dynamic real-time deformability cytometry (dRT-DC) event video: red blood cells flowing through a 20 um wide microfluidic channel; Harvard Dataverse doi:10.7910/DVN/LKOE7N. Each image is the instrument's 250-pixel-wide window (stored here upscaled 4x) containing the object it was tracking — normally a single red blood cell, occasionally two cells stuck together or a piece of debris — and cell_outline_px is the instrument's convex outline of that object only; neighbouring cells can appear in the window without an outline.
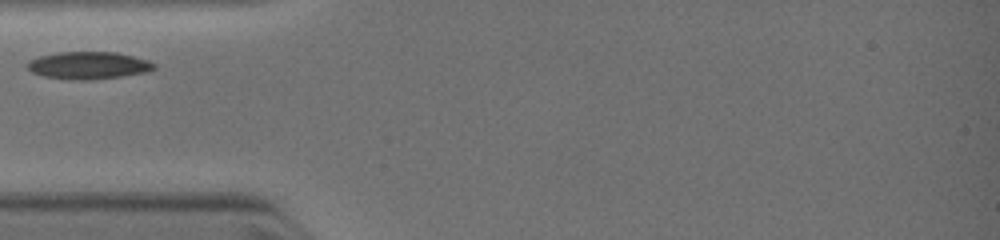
{"species": "common noctule bat (a hibernating species)", "species_latin": "Nyctalus noctula", "temperature_condition": "warm", "stored_images_in_passage": 5, "camera_frame_rate_fps": 3000, "um_per_image_px": 0.085, "animal": {"sex": "female", "body_mass_g": 19.0, "forearm_length_mm": 51.5}, "frame": {"image": 1, "passage_image": 1, "time_ms": 0.0, "image_size_px": [1000, 240], "cell_outline_px": [[156, 68], [148, 72], [120, 76], [88, 80], [72, 80], [44, 76], [32, 72], [24, 64], [28, 60], [40, 56], [60, 52], [116, 52], [148, 60], [156, 64]], "centroid_in_image_um": [7.51, 5.56], "position_along_channel_um": 77.5, "area_um2": 20.23}}
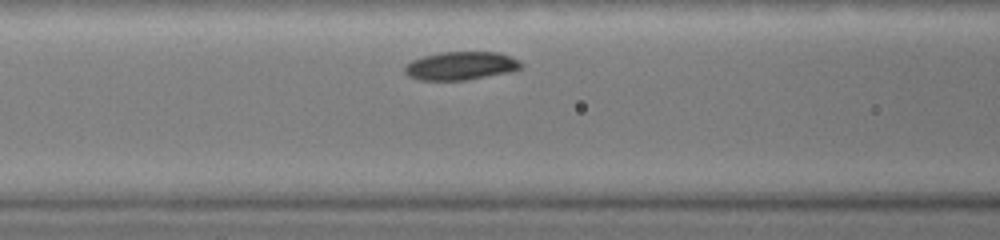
{"frame": {"image": 2, "passage_image": 3, "time_ms": 1.0, "image_size_px": [1000, 240], "cell_outline_px": [[524, 68], [508, 72], [468, 80], [420, 80], [408, 76], [404, 72], [404, 68], [412, 60], [424, 56], [440, 52], [500, 52], [520, 60], [524, 64]], "centroid_in_image_um": [39.22, 5.59], "position_along_channel_um": 127.4, "area_um2": 19.31}}
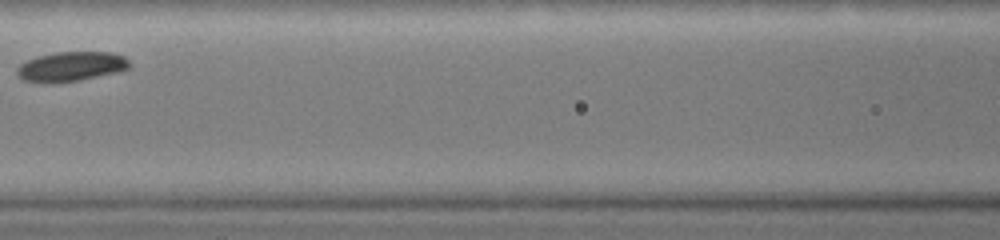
{"frame": {"image": 3, "passage_image": 4, "time_ms": 1.667, "image_size_px": [1000, 240], "cell_outline_px": [[132, 64], [124, 72], [80, 80], [56, 84], [36, 84], [24, 80], [16, 72], [16, 68], [20, 64], [28, 60], [40, 56], [56, 52], [112, 52], [124, 56]], "centroid_in_image_um": [6.08, 5.69], "position_along_channel_um": 160.5, "area_um2": 20.0}}